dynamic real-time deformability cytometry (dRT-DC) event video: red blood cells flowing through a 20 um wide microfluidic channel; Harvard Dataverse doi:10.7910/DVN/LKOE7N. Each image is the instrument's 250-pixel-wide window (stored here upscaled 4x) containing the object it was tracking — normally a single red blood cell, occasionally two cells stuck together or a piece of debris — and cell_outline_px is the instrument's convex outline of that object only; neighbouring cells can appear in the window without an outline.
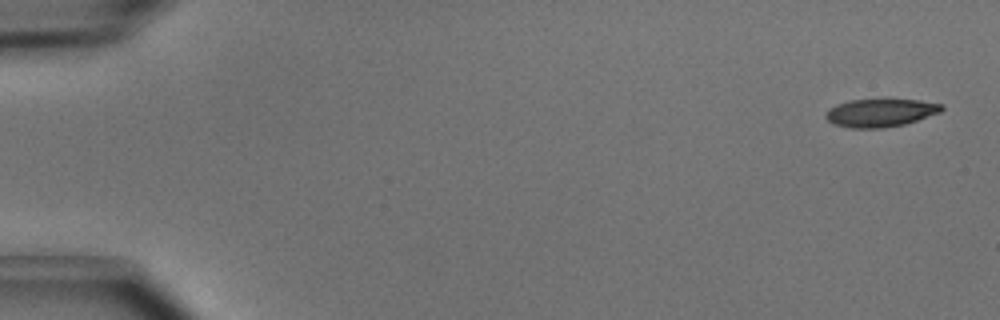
{"species": "common noctule bat (a hibernating species)", "species_latin": "Nyctalus noctula", "temperature_condition": "cold", "stored_images_in_passage": 3, "camera_frame_rate_fps": 3000, "um_per_image_px": 0.085, "animal": {"sex": "male", "body_mass_g": 15.6}, "frame": {"image": 1, "passage_image": 1, "time_ms": 0.0, "image_size_px": [1000, 320], "cell_outline_px": [[944, 108], [940, 112], [904, 124], [880, 128], [852, 128], [836, 124], [828, 120], [824, 116], [824, 112], [828, 108], [836, 104], [852, 100], [920, 100], [944, 104]], "centroid_in_image_um": [74.82, 9.58], "position_along_channel_um": 10.2, "area_um2": 18.73}}